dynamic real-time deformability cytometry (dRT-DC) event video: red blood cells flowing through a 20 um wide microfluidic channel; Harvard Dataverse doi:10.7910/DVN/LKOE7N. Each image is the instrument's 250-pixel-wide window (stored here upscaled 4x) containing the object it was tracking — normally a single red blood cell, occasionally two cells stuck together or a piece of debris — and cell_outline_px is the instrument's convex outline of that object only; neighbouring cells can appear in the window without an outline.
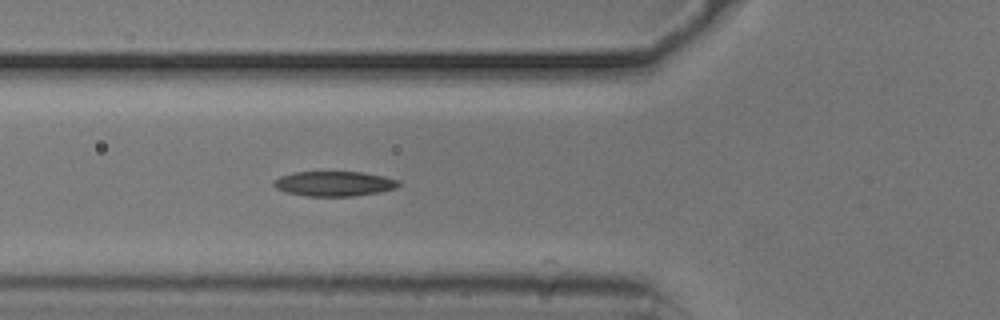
{"species": "common noctule bat (a hibernating species)", "species_latin": "Nyctalus noctula", "temperature_condition": "cold", "stored_images_in_passage": 5, "camera_frame_rate_fps": 3000, "um_per_image_px": 0.085, "animal": {"sex": "male", "body_mass_g": 20.5, "forearm_length_mm": 52.5}, "frame": {"image": 1, "passage_image": 2, "time_ms": 0.333, "image_size_px": [1000, 320], "cell_outline_px": [[400, 184], [396, 188], [376, 192], [352, 196], [308, 196], [288, 192], [276, 188], [272, 184], [272, 180], [280, 176], [292, 172], [364, 172], [384, 176], [400, 180]], "centroid_in_image_um": [28.39, 15.6], "position_along_channel_um": 97.4, "area_um2": 18.09}}